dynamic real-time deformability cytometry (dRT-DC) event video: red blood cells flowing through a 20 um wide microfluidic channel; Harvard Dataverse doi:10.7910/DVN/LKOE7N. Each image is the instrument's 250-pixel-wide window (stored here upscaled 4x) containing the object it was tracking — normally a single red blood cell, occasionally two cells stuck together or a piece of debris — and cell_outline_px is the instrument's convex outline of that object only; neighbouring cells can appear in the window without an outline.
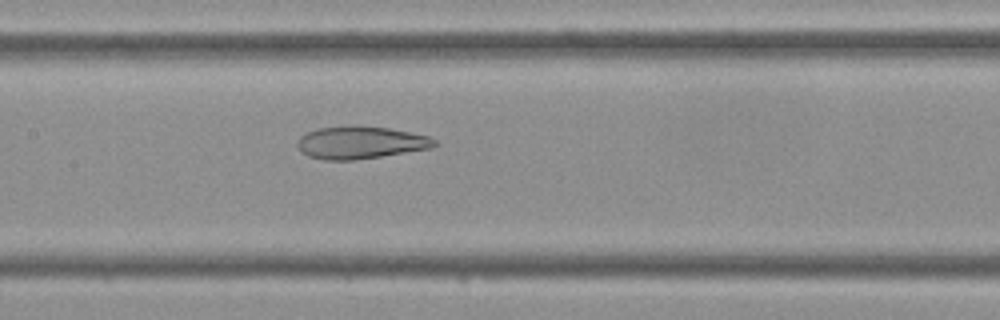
{"species": "Egyptian fruit bat (a non-hibernating species)", "species_latin": "Rousettus aegyptiacus", "temperature_condition": "cold", "stored_images_in_passage": 39, "camera_frame_rate_fps": 3000, "um_per_image_px": 0.085, "frame": {"image": 1, "passage_image": 16, "time_ms": 5.0, "image_size_px": [1000, 320], "cell_outline_px": [[440, 144], [432, 148], [380, 156], [352, 160], [324, 160], [308, 156], [300, 152], [296, 144], [296, 140], [300, 136], [308, 132], [320, 128], [388, 128], [428, 136], [436, 140]], "centroid_in_image_um": [30.63, 12.16], "position_along_channel_um": 176.8, "area_um2": 25.2}}
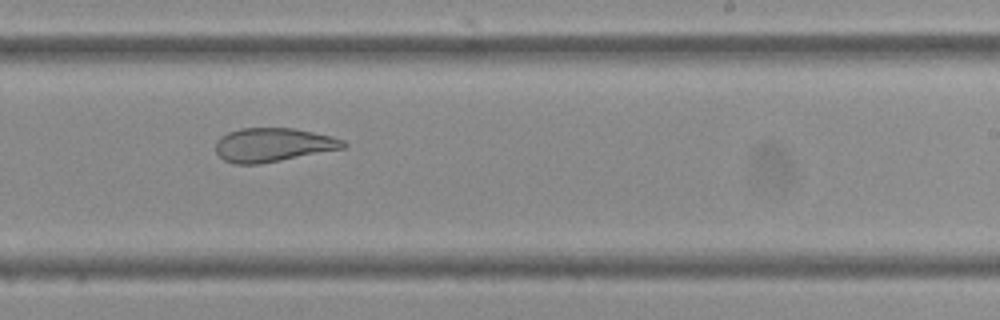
{"frame": {"image": 2, "passage_image": 22, "time_ms": 7.0, "image_size_px": [1000, 320], "cell_outline_px": [[348, 144], [344, 148], [260, 164], [236, 164], [224, 160], [216, 152], [216, 140], [220, 136], [228, 132], [240, 128], [292, 128], [332, 136], [344, 140]], "centroid_in_image_um": [23.19, 12.31], "position_along_channel_um": 265.8, "area_um2": 25.09}}
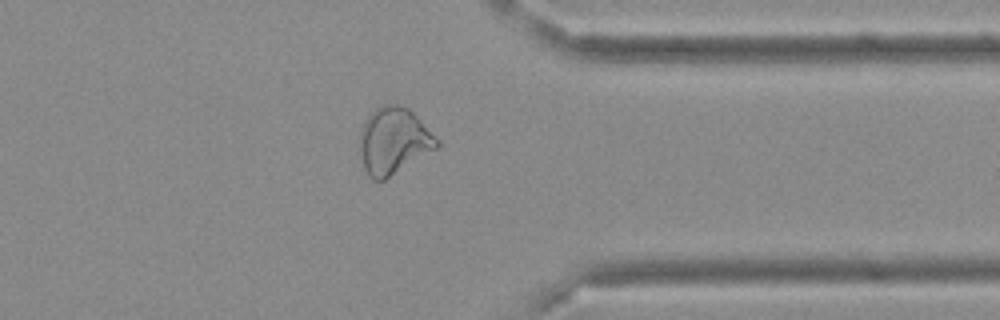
{"frame": {"image": 3, "passage_image": 30, "time_ms": 9.667, "image_size_px": [1000, 320], "cell_outline_px": [[440, 144], [436, 148], [384, 180], [372, 180], [368, 176], [364, 168], [360, 152], [360, 132], [364, 120], [376, 108], [384, 104], [400, 104], [408, 108], [440, 140]], "centroid_in_image_um": [33.44, 11.96], "position_along_channel_um": 378.0, "area_um2": 29.71}}